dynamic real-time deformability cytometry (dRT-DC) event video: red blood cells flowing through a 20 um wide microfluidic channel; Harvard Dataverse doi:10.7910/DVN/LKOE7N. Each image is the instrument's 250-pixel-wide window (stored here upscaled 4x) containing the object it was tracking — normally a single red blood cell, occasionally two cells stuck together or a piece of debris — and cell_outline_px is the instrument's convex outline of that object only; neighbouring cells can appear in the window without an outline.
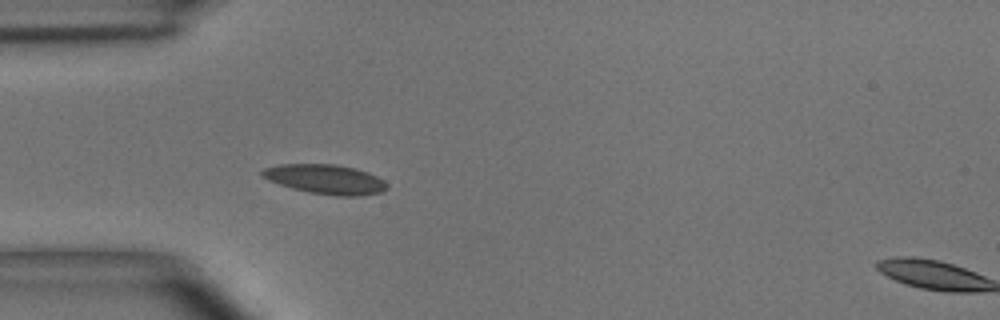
{"species": "common noctule bat (a hibernating species)", "species_latin": "Nyctalus noctula", "temperature_condition": "room temperature", "stored_images_in_passage": 5, "segment_of_instrument_passage": [1, 2], "camera_frame_rate_fps": 3000, "um_per_image_px": 0.085, "animal": {"sex": "male", "body_mass_g": 15.6}, "frame": {"image": 1, "passage_image": 4, "time_ms": 3.667, "image_size_px": [1000, 320], "cell_outline_px": [[388, 188], [380, 192], [360, 196], [336, 196], [308, 192], [292, 188], [268, 180], [260, 176], [260, 172], [264, 168], [280, 164], [336, 164], [356, 168], [368, 172], [384, 180], [388, 184]], "centroid_in_image_um": [27.67, 15.23], "position_along_channel_um": 57.3, "area_um2": 21.62}}